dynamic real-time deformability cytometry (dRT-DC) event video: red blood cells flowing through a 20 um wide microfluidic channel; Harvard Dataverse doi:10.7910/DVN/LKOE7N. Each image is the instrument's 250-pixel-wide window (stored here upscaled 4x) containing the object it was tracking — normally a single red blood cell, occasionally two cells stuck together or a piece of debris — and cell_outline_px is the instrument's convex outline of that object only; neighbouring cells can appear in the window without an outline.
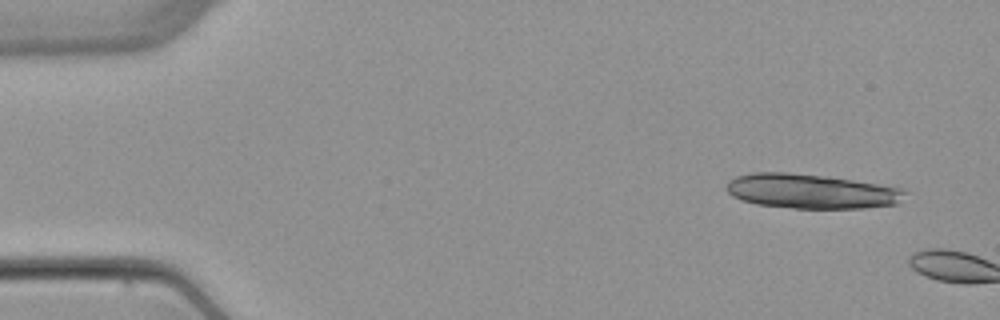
{"species": "common noctule bat (a hibernating species)", "species_latin": "Nyctalus noctula", "temperature_condition": "warm", "stored_images_in_passage": 2, "camera_frame_rate_fps": 3000, "um_per_image_px": 0.085, "animal": {"sex": "female", "body_mass_g": 22.7, "forearm_length_mm": 54.2}, "frame": {"image": 1, "passage_image": 1, "time_ms": 0.0, "image_size_px": [1000, 320], "cell_outline_px": [[908, 192], [900, 204], [864, 208], [792, 208], [756, 204], [740, 200], [732, 196], [724, 188], [728, 180], [736, 176], [752, 172], [788, 172], [828, 176], [900, 188]], "centroid_in_image_um": [68.92, 16.26], "position_along_channel_um": 16.1, "area_um2": 36.3}}